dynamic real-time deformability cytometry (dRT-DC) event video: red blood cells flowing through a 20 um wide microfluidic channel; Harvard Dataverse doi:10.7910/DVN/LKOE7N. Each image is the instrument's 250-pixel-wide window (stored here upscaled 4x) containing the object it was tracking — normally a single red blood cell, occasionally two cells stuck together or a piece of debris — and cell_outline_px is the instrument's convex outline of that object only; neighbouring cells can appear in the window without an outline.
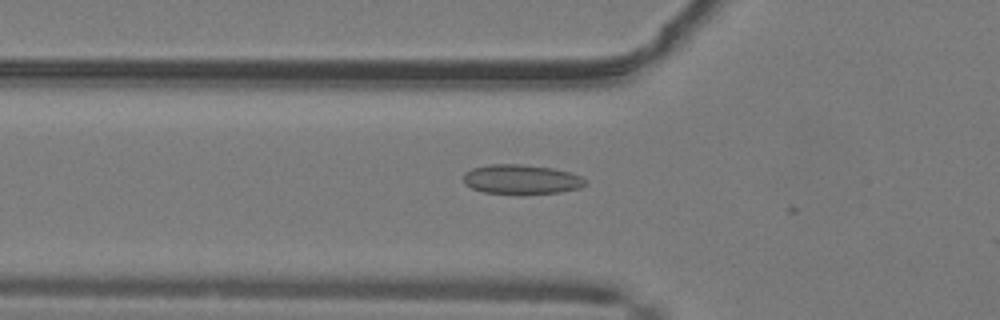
{"species": "common noctule bat (a hibernating species)", "species_latin": "Nyctalus noctula", "temperature_condition": "warm", "stored_images_in_passage": 18, "camera_frame_rate_fps": 3000, "um_per_image_px": 0.085, "animal": {"sex": "male", "body_mass_g": 19.2, "forearm_length_mm": 51.8}, "frame": {"image": 1, "passage_image": 17, "time_ms": 5.333, "image_size_px": [1000, 320], "cell_outline_px": [[588, 184], [580, 188], [560, 192], [520, 196], [484, 192], [472, 188], [464, 184], [464, 172], [472, 168], [492, 164], [520, 164], [552, 168], [572, 172], [588, 180]], "centroid_in_image_um": [44.35, 15.27], "position_along_channel_um": 81.4, "area_um2": 21.68}}